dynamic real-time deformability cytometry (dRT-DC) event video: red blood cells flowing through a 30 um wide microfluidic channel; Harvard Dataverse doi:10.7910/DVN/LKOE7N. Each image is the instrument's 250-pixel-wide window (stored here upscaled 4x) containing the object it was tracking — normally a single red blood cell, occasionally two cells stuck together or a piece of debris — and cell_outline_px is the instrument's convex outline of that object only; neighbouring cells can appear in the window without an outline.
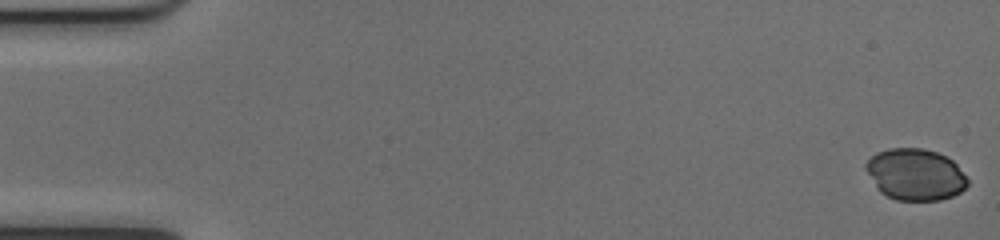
{"species": "common noctule bat (a hibernating species)", "species_latin": "Nyctalus noctula", "temperature_condition": "cold", "stored_images_in_passage": 52, "camera_frame_rate_fps": 3000, "um_per_image_px": 0.085, "animal": {"sex": "female", "body_mass_g": 17.0, "forearm_length_mm": 48.0}, "frame": {"image": 1, "passage_image": 1, "time_ms": 0.0, "image_size_px": [1000, 240], "cell_outline_px": [[968, 184], [960, 192], [952, 196], [940, 200], [896, 200], [880, 192], [876, 188], [864, 168], [864, 164], [876, 152], [888, 148], [924, 148], [936, 152], [952, 160], [956, 164], [968, 180]], "centroid_in_image_um": [77.77, 14.82], "position_along_channel_um": 7.2, "area_um2": 30.58}}